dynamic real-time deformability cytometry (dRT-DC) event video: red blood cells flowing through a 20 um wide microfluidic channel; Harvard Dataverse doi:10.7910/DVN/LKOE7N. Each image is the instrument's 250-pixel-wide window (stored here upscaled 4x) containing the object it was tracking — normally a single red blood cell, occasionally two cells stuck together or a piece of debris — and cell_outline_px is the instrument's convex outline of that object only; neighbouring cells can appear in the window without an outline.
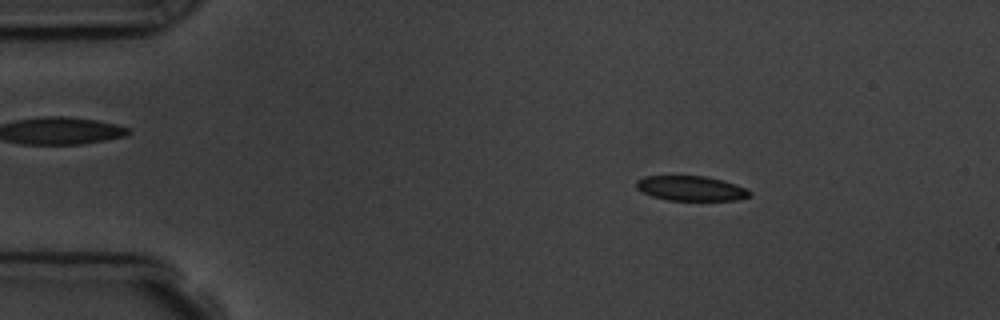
{"species": "common noctule bat (a hibernating species)", "species_latin": "Nyctalus noctula", "temperature_condition": "room temperature", "stored_images_in_passage": 4, "segment_of_instrument_passage": [1, 2], "camera_frame_rate_fps": 3000, "um_per_image_px": 0.085, "animal": {"sex": "male", "body_mass_g": 19.5, "forearm_length_mm": 54.6}, "frame": {"image": 1, "passage_image": 1, "time_ms": 0.0, "image_size_px": [1000, 320], "cell_outline_px": [[752, 196], [736, 200], [668, 200], [652, 196], [636, 188], [636, 180], [644, 176], [708, 176], [736, 184], [752, 192]], "centroid_in_image_um": [58.75, 16.0], "position_along_channel_um": 26.3, "area_um2": 16.42}}